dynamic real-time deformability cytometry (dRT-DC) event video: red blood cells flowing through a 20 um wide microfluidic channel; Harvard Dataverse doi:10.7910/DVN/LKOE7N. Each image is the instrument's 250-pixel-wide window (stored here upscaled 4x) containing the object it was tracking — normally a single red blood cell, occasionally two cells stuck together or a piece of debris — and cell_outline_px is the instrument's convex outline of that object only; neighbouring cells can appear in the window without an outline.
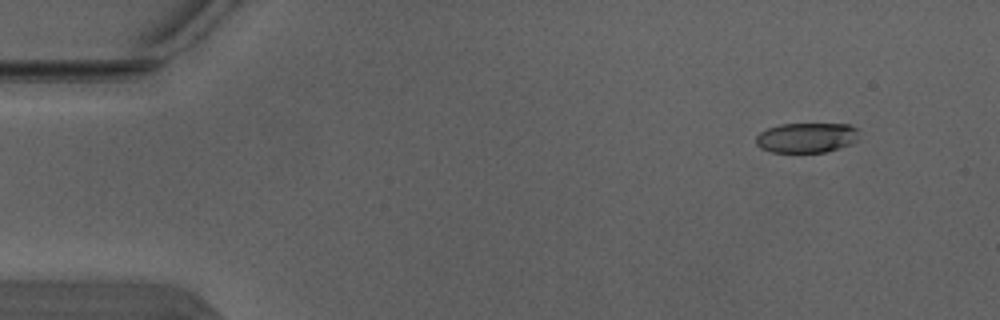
{"species": "Egyptian fruit bat (a non-hibernating species)", "species_latin": "Rousettus aegyptiacus", "temperature_condition": "warm", "stored_images_in_passage": 5, "segment_of_instrument_passage": [1, 2], "camera_frame_rate_fps": 3000, "um_per_image_px": 0.085, "animal": {"sex": "male"}, "frame": {"image": 1, "passage_image": 2, "time_ms": 0.333, "image_size_px": [1000, 320], "cell_outline_px": [[860, 140], [840, 148], [824, 152], [772, 152], [760, 148], [756, 144], [756, 136], [760, 132], [768, 128], [780, 124], [848, 124], [856, 128], [860, 132]], "centroid_in_image_um": [68.6, 11.7], "position_along_channel_um": 16.4, "area_um2": 18.21}}